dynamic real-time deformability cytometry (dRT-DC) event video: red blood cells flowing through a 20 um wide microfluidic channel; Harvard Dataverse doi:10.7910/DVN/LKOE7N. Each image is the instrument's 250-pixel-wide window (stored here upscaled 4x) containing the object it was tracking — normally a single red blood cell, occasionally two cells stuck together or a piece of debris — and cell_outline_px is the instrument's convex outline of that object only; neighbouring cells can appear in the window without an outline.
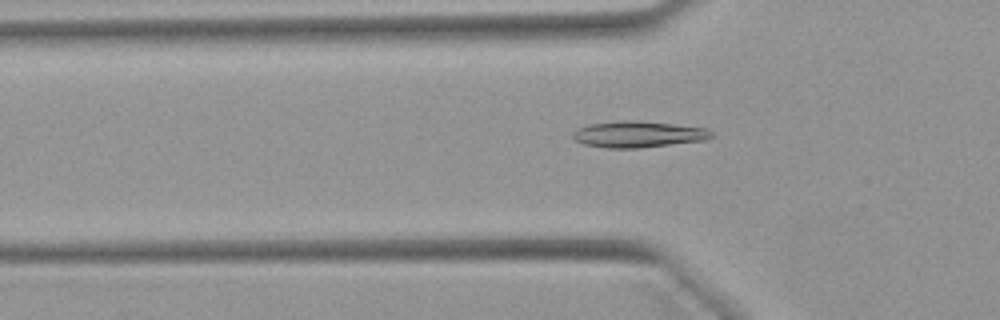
{"species": "Egyptian fruit bat (a non-hibernating species)", "species_latin": "Rousettus aegyptiacus", "temperature_condition": "warm", "stored_images_in_passage": 40, "camera_frame_rate_fps": 3000, "um_per_image_px": 0.085, "animal": {"sex": "female"}, "frame": {"image": 1, "passage_image": 5, "time_ms": 1.333, "image_size_px": [1000, 320], "cell_outline_px": [[716, 132], [712, 136], [704, 140], [640, 148], [604, 148], [584, 144], [576, 140], [572, 136], [572, 132], [576, 128], [588, 124], [620, 120], [636, 120], [676, 124], [708, 128]], "centroid_in_image_um": [54.25, 11.4], "position_along_channel_um": 71.6, "area_um2": 21.56}}
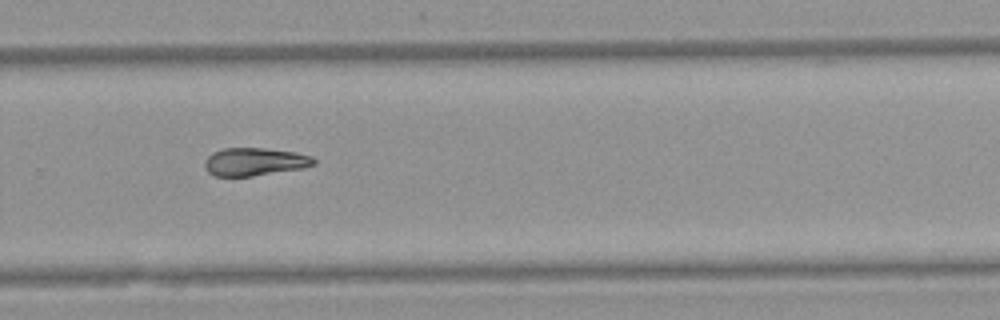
{"frame": {"image": 2, "passage_image": 23, "time_ms": 7.333, "image_size_px": [1000, 320], "cell_outline_px": [[316, 164], [304, 168], [252, 176], [216, 176], [208, 172], [204, 164], [204, 160], [212, 152], [224, 148], [264, 148], [296, 152], [312, 156], [316, 160]], "centroid_in_image_um": [21.66, 13.74], "position_along_channel_um": 308.1, "area_um2": 17.86}}
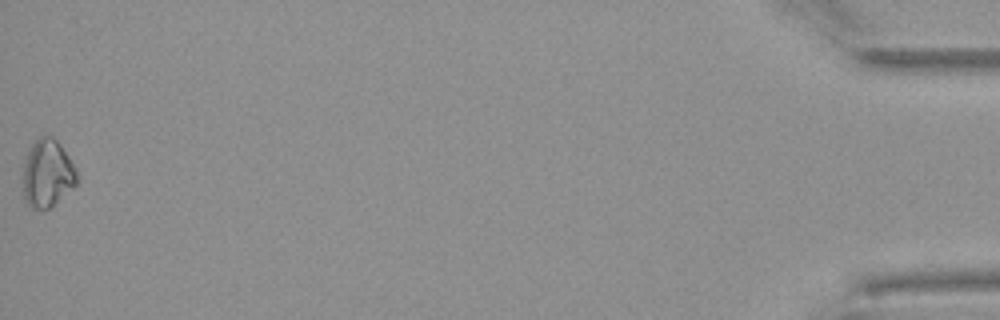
{"frame": {"image": 3, "passage_image": 40, "time_ms": 13.0, "image_size_px": [1000, 320], "cell_outline_px": [[76, 184], [72, 188], [48, 208], [32, 208], [24, 200], [24, 160], [32, 144], [40, 136], [52, 136], [60, 144], [76, 168]], "centroid_in_image_um": [4.02, 14.72], "position_along_channel_um": 431.2, "area_um2": 20.75}}